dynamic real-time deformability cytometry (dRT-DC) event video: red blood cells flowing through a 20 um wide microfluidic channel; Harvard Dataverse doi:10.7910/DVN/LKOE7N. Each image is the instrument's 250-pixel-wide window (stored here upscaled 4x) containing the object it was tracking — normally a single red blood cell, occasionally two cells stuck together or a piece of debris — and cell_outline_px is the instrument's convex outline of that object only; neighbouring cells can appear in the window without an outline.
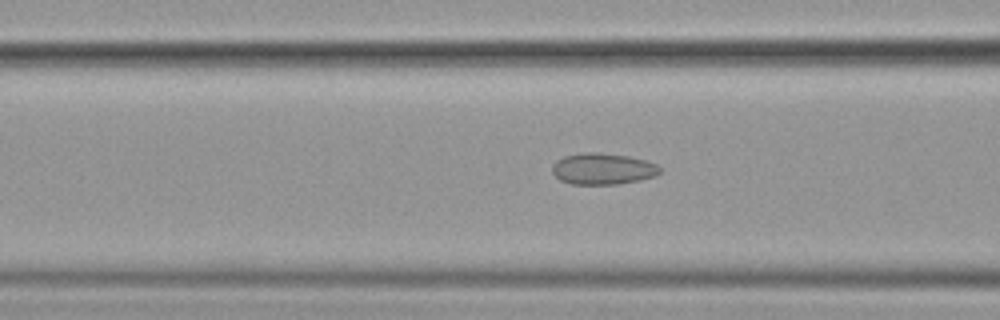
{"species": "common noctule bat (a hibernating species)", "species_latin": "Nyctalus noctula", "temperature_condition": "cold", "stored_images_in_passage": 56, "camera_frame_rate_fps": 3000, "um_per_image_px": 0.085, "animal": {"sex": "female", "body_mass_g": 19.9}, "frame": {"image": 1, "passage_image": 23, "time_ms": 7.333, "image_size_px": [1000, 320], "cell_outline_px": [[660, 172], [656, 176], [640, 180], [616, 184], [572, 184], [560, 180], [552, 172], [552, 164], [556, 160], [564, 156], [584, 152], [600, 152], [628, 156], [644, 160], [656, 164], [660, 168]], "centroid_in_image_um": [51.22, 14.34], "position_along_channel_um": 115.4, "area_um2": 19.71}}
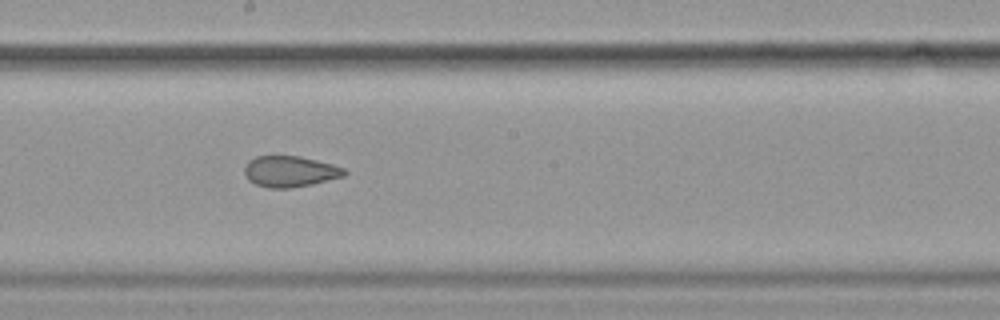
{"frame": {"image": 2, "passage_image": 32, "time_ms": 10.333, "image_size_px": [1000, 320], "cell_outline_px": [[348, 172], [344, 176], [312, 184], [288, 188], [268, 188], [256, 184], [248, 180], [244, 172], [244, 168], [248, 160], [256, 156], [300, 156], [332, 164], [344, 168]], "centroid_in_image_um": [24.63, 14.57], "position_along_channel_um": 223.6, "area_um2": 18.03}}
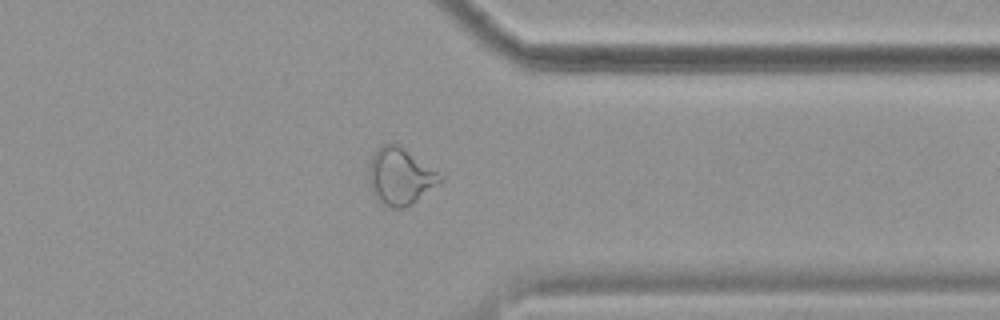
{"frame": {"image": 3, "passage_image": 45, "time_ms": 14.667, "image_size_px": [1000, 320], "cell_outline_px": [[444, 180], [416, 200], [404, 208], [392, 208], [376, 200], [372, 188], [368, 172], [372, 152], [384, 144], [396, 144], [444, 176]], "centroid_in_image_um": [34.0, 15.0], "position_along_channel_um": 377.4, "area_um2": 23.06}, "authors_computed_cell_mechanics": {"area_um2": 21.8195, "velocity_mm_per_s": 3.6175, "shape_relaxation_time_tau1_ms": null, "shape_relaxation_time_tau2_ms": 2.3889, "deformation_change_tau1": null, "deformation_change_tau2": 0.0755}}